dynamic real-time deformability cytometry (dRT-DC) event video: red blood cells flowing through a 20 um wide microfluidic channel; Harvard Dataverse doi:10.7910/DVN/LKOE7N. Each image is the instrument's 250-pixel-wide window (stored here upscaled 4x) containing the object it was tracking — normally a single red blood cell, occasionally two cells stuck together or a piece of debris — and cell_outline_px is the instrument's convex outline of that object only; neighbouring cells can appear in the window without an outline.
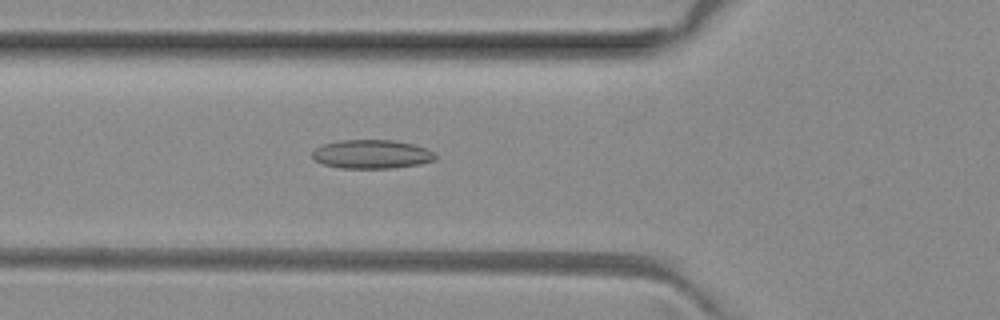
{"species": "common noctule bat (a hibernating species)", "species_latin": "Nyctalus noctula", "temperature_condition": "room temperature", "stored_images_in_passage": 40, "camera_frame_rate_fps": 3000, "um_per_image_px": 0.085, "animal": {"sex": "female", "body_mass_g": 29.2, "forearm_length_mm": 56.3}, "frame": {"image": 1, "passage_image": 8, "time_ms": 2.333, "image_size_px": [1000, 320], "cell_outline_px": [[436, 160], [420, 164], [392, 168], [340, 168], [324, 164], [316, 160], [312, 156], [312, 152], [316, 148], [324, 144], [340, 140], [392, 140], [412, 144], [428, 148], [436, 152]], "centroid_in_image_um": [31.65, 13.11], "position_along_channel_um": 94.2, "area_um2": 20.69}}
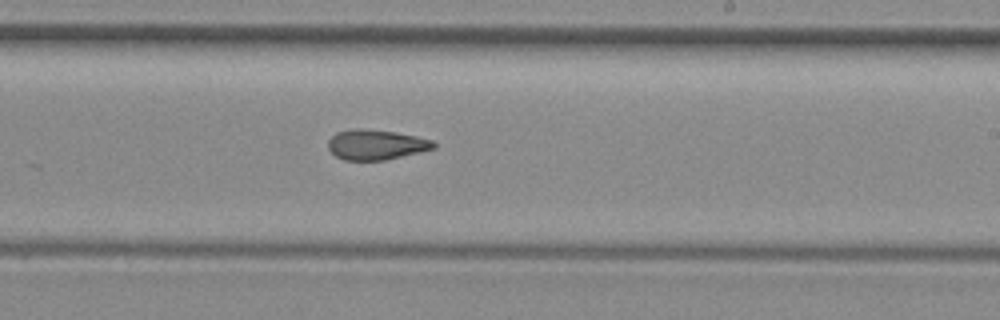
{"frame": {"image": 2, "passage_image": 20, "time_ms": 6.333, "image_size_px": [1000, 320], "cell_outline_px": [[436, 148], [420, 152], [384, 160], [344, 160], [336, 156], [328, 148], [328, 140], [336, 132], [356, 128], [360, 128], [396, 132], [416, 136], [432, 140], [436, 144]], "centroid_in_image_um": [31.96, 12.29], "position_along_channel_um": 257.0, "area_um2": 18.5}}
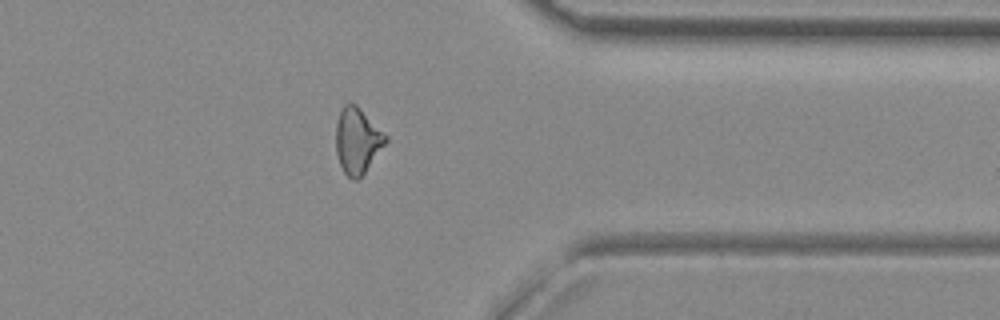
{"frame": {"image": 3, "passage_image": 30, "time_ms": 9.667, "image_size_px": [1000, 320], "cell_outline_px": [[388, 140], [364, 172], [356, 180], [352, 180], [344, 172], [340, 164], [336, 152], [336, 124], [340, 112], [344, 104], [356, 104], [388, 136]], "centroid_in_image_um": [30.37, 11.94], "position_along_channel_um": 381.0, "area_um2": 18.73}, "authors_computed_cell_mechanics": {"area_um2": 19.0451, "velocity_mm_per_s": 4.0608, "shape_relaxation_time_tau1_ms": null, "shape_relaxation_time_tau2_ms": 4.6374, "deformation_change_tau1": null, "deformation_change_tau2": 0.1148}}